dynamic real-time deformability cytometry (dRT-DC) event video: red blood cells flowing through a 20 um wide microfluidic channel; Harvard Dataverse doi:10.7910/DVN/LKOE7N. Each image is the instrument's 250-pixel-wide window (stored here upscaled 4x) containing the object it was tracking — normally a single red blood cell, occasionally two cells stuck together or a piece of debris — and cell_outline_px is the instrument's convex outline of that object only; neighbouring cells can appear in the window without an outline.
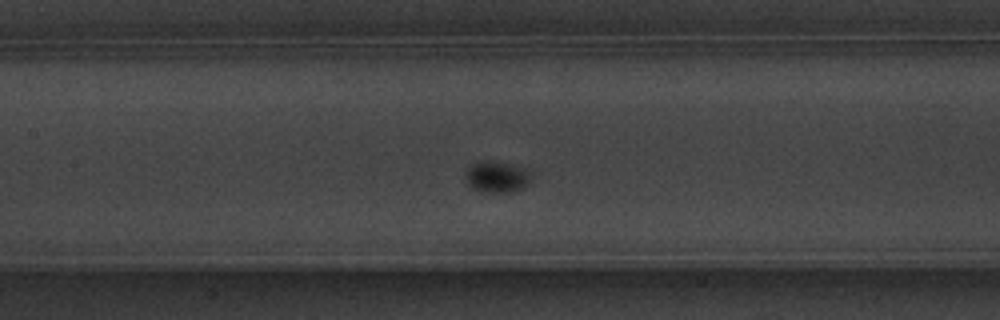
{"species": "common noctule bat (a hibernating species)", "species_latin": "Nyctalus noctula", "temperature_condition": "warm", "stored_images_in_passage": 54, "camera_frame_rate_fps": 3000, "um_per_image_px": 0.085, "animal": {"sex": "male", "body_mass_g": 20.1, "forearm_length_mm": 53.5}, "frame": {"image": 1, "passage_image": 24, "time_ms": 7.667, "image_size_px": [1000, 320], "cell_outline_px": [[528, 180], [520, 188], [500, 192], [476, 188], [464, 176], [468, 168], [472, 164], [508, 164], [520, 168], [528, 172]], "centroid_in_image_um": [42.2, 15.04], "position_along_channel_um": 165.2, "area_um2": 10.17}}
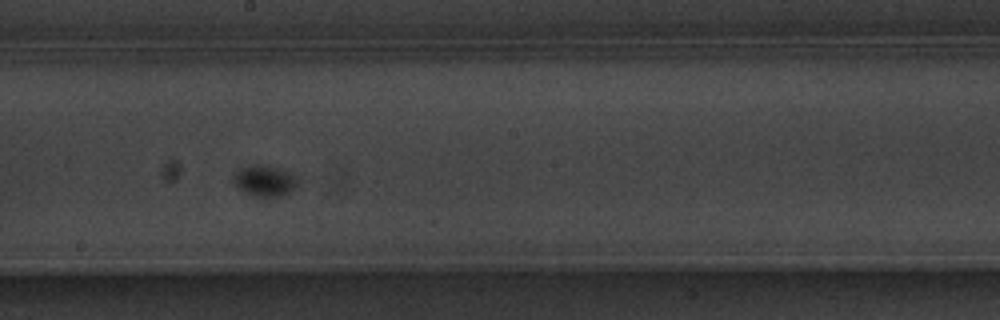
{"frame": {"image": 2, "passage_image": 29, "time_ms": 9.333, "image_size_px": [1000, 320], "cell_outline_px": [[296, 180], [292, 188], [284, 192], [272, 196], [260, 196], [248, 192], [240, 188], [232, 180], [232, 176], [240, 168], [256, 164], [260, 164], [276, 168], [288, 172]], "centroid_in_image_um": [22.39, 15.31], "position_along_channel_um": 225.8, "area_um2": 10.58}}